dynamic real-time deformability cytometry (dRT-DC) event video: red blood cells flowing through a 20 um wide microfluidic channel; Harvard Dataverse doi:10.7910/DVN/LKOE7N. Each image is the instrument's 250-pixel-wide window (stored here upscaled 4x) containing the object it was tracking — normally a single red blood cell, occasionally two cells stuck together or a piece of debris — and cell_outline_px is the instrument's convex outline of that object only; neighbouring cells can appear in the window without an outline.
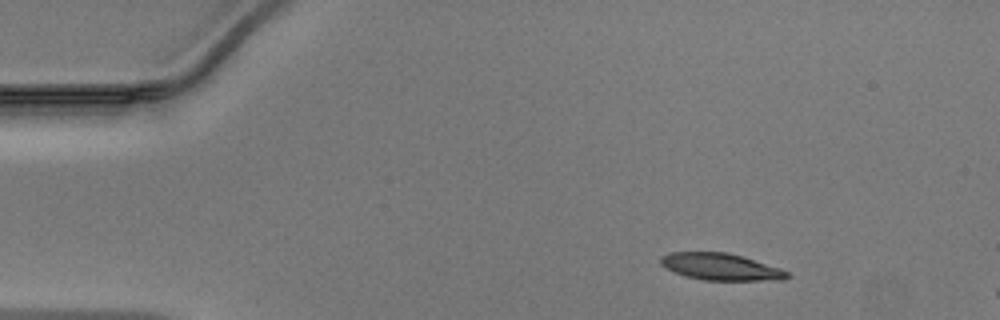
{"species": "Egyptian fruit bat (a non-hibernating species)", "species_latin": "Rousettus aegyptiacus", "temperature_condition": "warm", "stored_images_in_passage": 9, "camera_frame_rate_fps": 3000, "um_per_image_px": 0.085, "animal": {"sex": "male"}, "frame": {"image": 1, "passage_image": 1, "time_ms": 0.0, "image_size_px": [1000, 320], "cell_outline_px": [[792, 276], [784, 280], [704, 280], [688, 276], [676, 272], [660, 264], [660, 256], [672, 252], [728, 252], [780, 268], [788, 272]], "centroid_in_image_um": [61.3, 22.67], "position_along_channel_um": 23.7, "area_um2": 19.59}}